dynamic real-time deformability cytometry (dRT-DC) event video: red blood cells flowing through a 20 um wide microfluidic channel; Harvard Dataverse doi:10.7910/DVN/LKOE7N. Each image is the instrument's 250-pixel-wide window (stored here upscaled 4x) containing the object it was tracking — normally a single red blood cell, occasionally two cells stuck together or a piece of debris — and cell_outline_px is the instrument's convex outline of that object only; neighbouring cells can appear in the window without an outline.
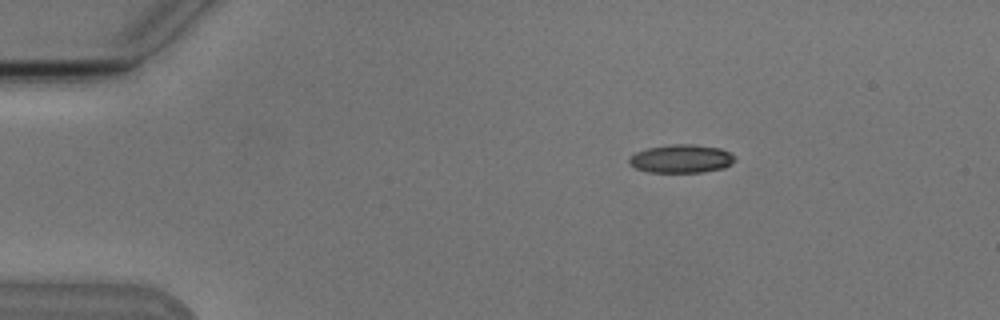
{"species": "Egyptian fruit bat (a non-hibernating species)", "species_latin": "Rousettus aegyptiacus", "temperature_condition": "cold", "stored_images_in_passage": 4, "camera_frame_rate_fps": 3000, "um_per_image_px": 0.085, "animal": {"sex": "male"}, "frame": {"image": 1, "passage_image": 2, "time_ms": 1.0, "image_size_px": [1000, 320], "cell_outline_px": [[736, 160], [732, 164], [724, 168], [704, 172], [648, 172], [636, 168], [628, 164], [628, 156], [636, 152], [648, 148], [672, 144], [692, 144], [720, 148], [736, 156]], "centroid_in_image_um": [57.91, 13.49], "position_along_channel_um": 27.1, "area_um2": 17.63}}